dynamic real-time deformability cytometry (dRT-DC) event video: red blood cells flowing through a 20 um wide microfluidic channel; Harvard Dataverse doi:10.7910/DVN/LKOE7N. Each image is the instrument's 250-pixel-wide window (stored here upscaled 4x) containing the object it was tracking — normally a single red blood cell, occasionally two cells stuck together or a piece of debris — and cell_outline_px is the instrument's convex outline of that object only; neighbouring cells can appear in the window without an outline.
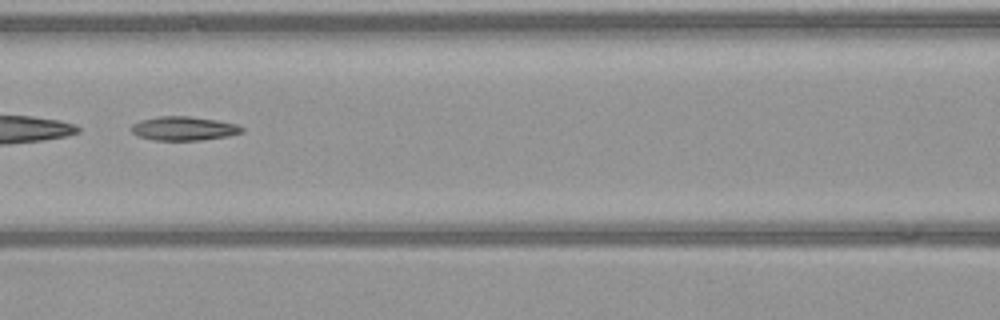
{"species": "common noctule bat (a hibernating species)", "species_latin": "Nyctalus noctula", "temperature_condition": "warm", "stored_images_in_passage": 53, "camera_frame_rate_fps": 3000, "um_per_image_px": 0.085, "animal": {"sex": "female", "body_mass_g": 21.9}, "frame": {"image": 1, "passage_image": 23, "time_ms": 7.333, "image_size_px": [1000, 320], "cell_outline_px": [[244, 132], [228, 136], [200, 140], [152, 140], [136, 136], [132, 132], [132, 124], [140, 120], [160, 116], [188, 116], [216, 120], [236, 124], [244, 128]], "centroid_in_image_um": [15.61, 10.92], "position_along_channel_um": 151.0, "area_um2": 15.43}}